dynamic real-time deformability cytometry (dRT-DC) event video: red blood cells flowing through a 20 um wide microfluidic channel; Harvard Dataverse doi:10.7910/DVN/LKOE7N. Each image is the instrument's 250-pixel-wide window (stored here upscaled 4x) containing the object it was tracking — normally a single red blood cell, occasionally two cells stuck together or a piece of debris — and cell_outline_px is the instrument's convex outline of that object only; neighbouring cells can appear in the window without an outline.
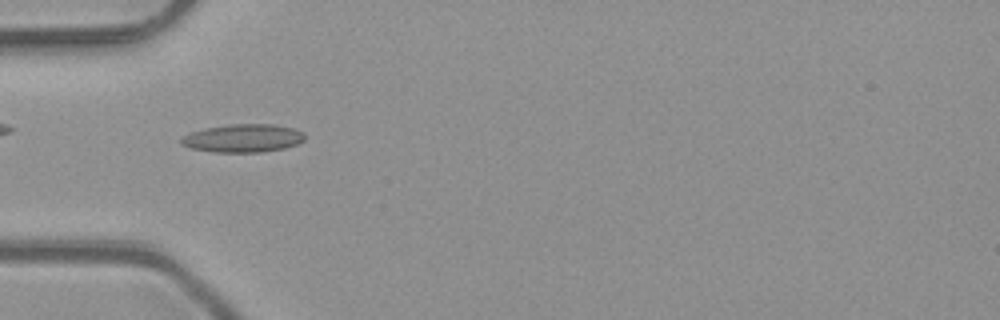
{"species": "common noctule bat (a hibernating species)", "species_latin": "Nyctalus noctula", "temperature_condition": "room temperature", "stored_images_in_passage": 39, "camera_frame_rate_fps": 3000, "um_per_image_px": 0.085, "animal": {"sex": "male", "body_mass_g": 23.1, "forearm_length_mm": 52.7}, "frame": {"image": 1, "passage_image": 5, "time_ms": 1.333, "image_size_px": [1000, 320], "cell_outline_px": [[304, 140], [296, 144], [284, 148], [260, 152], [212, 152], [192, 148], [180, 144], [180, 140], [184, 136], [192, 132], [204, 128], [232, 124], [272, 124], [292, 128], [304, 132]], "centroid_in_image_um": [20.65, 11.74], "position_along_channel_um": 64.3, "area_um2": 20.11}}
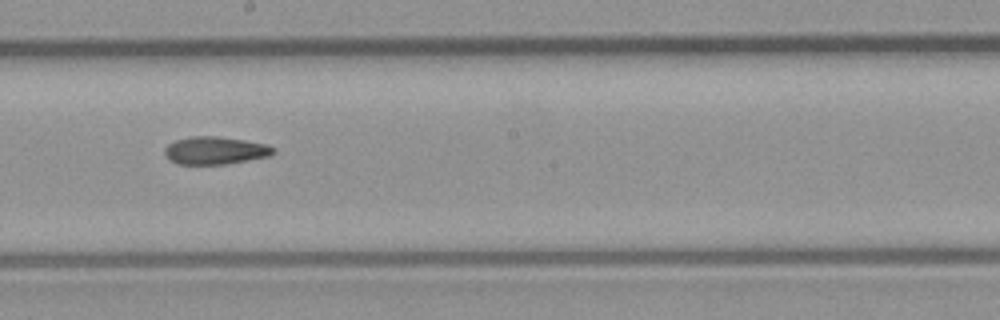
{"frame": {"image": 2, "passage_image": 17, "time_ms": 5.333, "image_size_px": [1000, 320], "cell_outline_px": [[276, 152], [268, 156], [224, 164], [176, 164], [168, 160], [164, 152], [164, 148], [168, 144], [176, 140], [192, 136], [216, 136], [244, 140], [268, 144], [276, 148]], "centroid_in_image_um": [18.27, 12.79], "position_along_channel_um": 229.9, "area_um2": 17.57}}
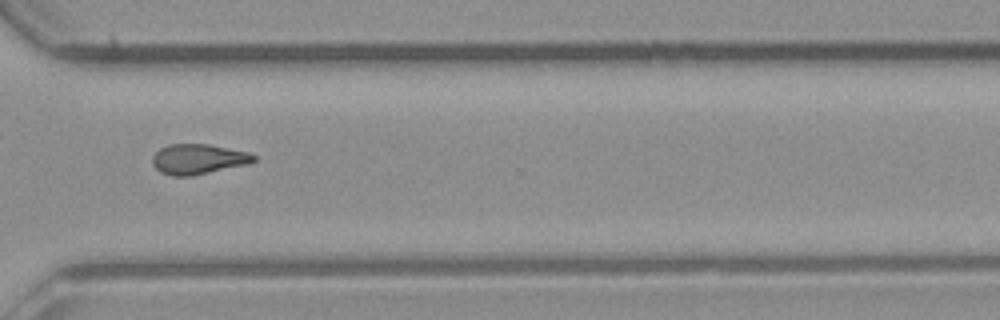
{"frame": {"image": 3, "passage_image": 26, "time_ms": 8.333, "image_size_px": [1000, 320], "cell_outline_px": [[256, 160], [248, 164], [192, 176], [172, 176], [160, 172], [152, 164], [152, 156], [160, 148], [168, 144], [208, 144], [248, 152], [256, 156]], "centroid_in_image_um": [16.83, 13.53], "position_along_channel_um": 353.8, "area_um2": 17.86}, "authors_computed_cell_mechanics": {"area_um2": 17.5712, "velocity_mm_per_s": 4.135, "shape_relaxation_time_tau1_ms": null, "shape_relaxation_time_tau2_ms": 8.2938, "deformation_change_tau1": null, "deformation_change_tau2": 0.1973}}